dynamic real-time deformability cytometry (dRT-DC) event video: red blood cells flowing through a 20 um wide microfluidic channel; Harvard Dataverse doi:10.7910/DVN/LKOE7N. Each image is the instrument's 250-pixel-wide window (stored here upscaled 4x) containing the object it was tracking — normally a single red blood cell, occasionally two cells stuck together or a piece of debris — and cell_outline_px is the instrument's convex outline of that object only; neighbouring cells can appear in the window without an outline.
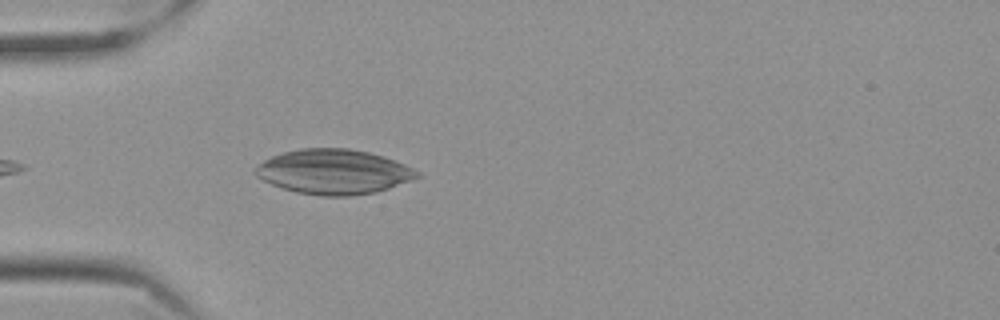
{"species": "Egyptian fruit bat (a non-hibernating species)", "species_latin": "Rousettus aegyptiacus", "temperature_condition": "cold", "stored_images_in_passage": 42, "segment_of_instrument_passage": [1, 2], "camera_frame_rate_fps": 3000, "um_per_image_px": 0.085, "frame": {"image": 1, "passage_image": 4, "time_ms": 1.0, "image_size_px": [1000, 320], "cell_outline_px": [[420, 176], [412, 180], [376, 192], [348, 196], [324, 196], [296, 192], [272, 184], [256, 176], [252, 172], [252, 168], [264, 160], [272, 156], [284, 152], [300, 148], [348, 148], [368, 152], [384, 156], [404, 164], [420, 172]], "centroid_in_image_um": [28.34, 14.59], "position_along_channel_um": 56.7, "area_um2": 42.19}}